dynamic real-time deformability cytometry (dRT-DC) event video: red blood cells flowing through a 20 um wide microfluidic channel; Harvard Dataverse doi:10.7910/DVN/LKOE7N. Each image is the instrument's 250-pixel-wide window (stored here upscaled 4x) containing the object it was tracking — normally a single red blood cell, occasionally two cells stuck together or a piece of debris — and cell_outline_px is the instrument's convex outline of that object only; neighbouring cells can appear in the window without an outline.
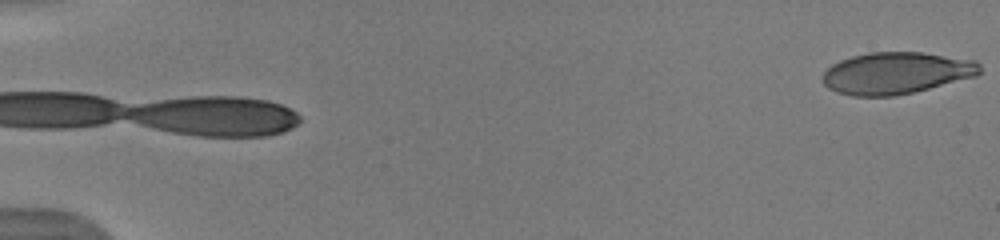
{"species": "human", "species_latin": "Homo sapiens", "temperature_condition": "warm", "stored_images_in_passage": 7, "segment_of_instrument_passage": [2, 2], "camera_frame_rate_fps": 3000, "um_per_image_px": 0.085, "donor": {"sex": "male"}, "frame": {"image": 1, "passage_image": 7, "time_ms": 5.667, "image_size_px": [1000, 240], "cell_outline_px": [[980, 72], [976, 76], [912, 92], [892, 96], [852, 96], [836, 92], [828, 88], [824, 84], [820, 76], [832, 64], [840, 60], [852, 56], [868, 52], [920, 52], [976, 60], [980, 64]], "centroid_in_image_um": [76.14, 6.2], "position_along_channel_um": 8.9, "area_um2": 38.26}}